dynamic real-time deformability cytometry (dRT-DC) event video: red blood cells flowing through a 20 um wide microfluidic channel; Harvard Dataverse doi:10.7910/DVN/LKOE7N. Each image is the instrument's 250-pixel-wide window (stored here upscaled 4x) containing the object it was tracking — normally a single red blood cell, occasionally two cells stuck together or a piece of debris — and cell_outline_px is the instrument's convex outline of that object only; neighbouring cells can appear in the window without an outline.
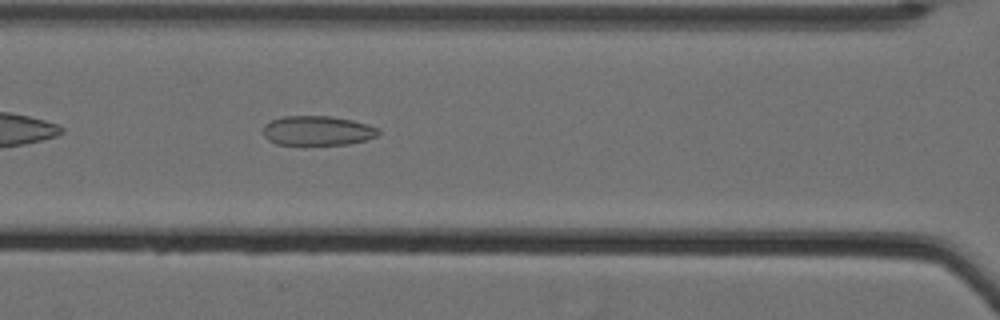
{"species": "Egyptian fruit bat (a non-hibernating species)", "species_latin": "Rousettus aegyptiacus", "temperature_condition": "cold", "stored_images_in_passage": 38, "camera_frame_rate_fps": 3000, "um_per_image_px": 0.085, "animal": {"sex": "female"}, "frame": {"image": 1, "passage_image": 8, "time_ms": 2.333, "image_size_px": [1000, 320], "cell_outline_px": [[380, 132], [376, 136], [364, 140], [348, 144], [276, 144], [268, 140], [264, 136], [264, 124], [272, 120], [284, 116], [332, 116], [352, 120], [368, 124], [380, 128]], "centroid_in_image_um": [27.0, 11.09], "position_along_channel_um": 139.6, "area_um2": 19.77}}
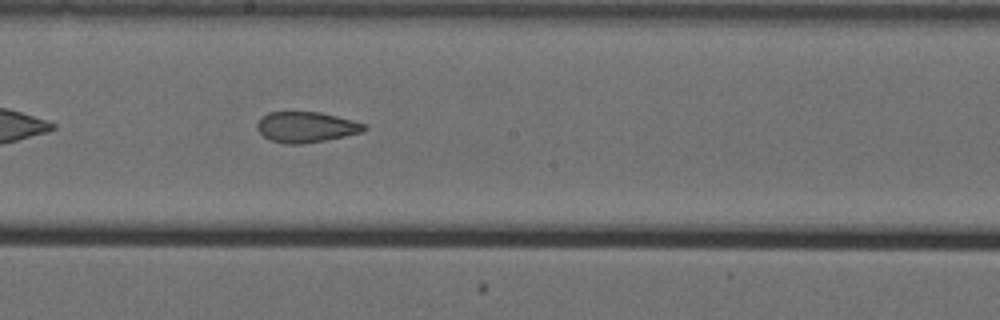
{"frame": {"image": 2, "passage_image": 15, "time_ms": 4.667, "image_size_px": [1000, 320], "cell_outline_px": [[368, 128], [360, 132], [344, 136], [324, 140], [300, 144], [284, 144], [272, 140], [264, 136], [256, 128], [256, 124], [268, 112], [320, 112], [368, 124]], "centroid_in_image_um": [26.03, 10.8], "position_along_channel_um": 222.2, "area_um2": 18.9}}
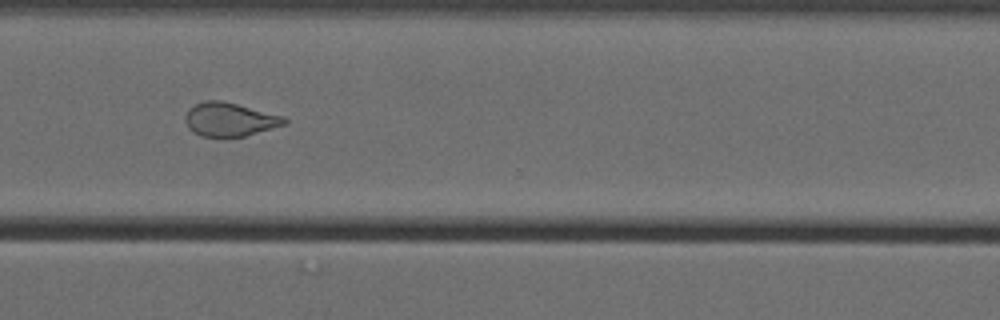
{"frame": {"image": 3, "passage_image": 26, "time_ms": 8.333, "image_size_px": [1000, 320], "cell_outline_px": [[288, 124], [244, 136], [200, 136], [192, 132], [188, 128], [184, 120], [184, 116], [188, 108], [204, 100], [220, 100], [284, 116], [288, 120]], "centroid_in_image_um": [19.5, 10.15], "position_along_channel_um": 351.1, "area_um2": 19.48}, "authors_computed_cell_mechanics": {"area_um2": 19.7676, "velocity_mm_per_s": 3.5229, "shape_relaxation_time_tau1_ms": null, "shape_relaxation_time_tau2_ms": 2.8953, "deformation_change_tau1": null, "deformation_change_tau2": 0.0925}}